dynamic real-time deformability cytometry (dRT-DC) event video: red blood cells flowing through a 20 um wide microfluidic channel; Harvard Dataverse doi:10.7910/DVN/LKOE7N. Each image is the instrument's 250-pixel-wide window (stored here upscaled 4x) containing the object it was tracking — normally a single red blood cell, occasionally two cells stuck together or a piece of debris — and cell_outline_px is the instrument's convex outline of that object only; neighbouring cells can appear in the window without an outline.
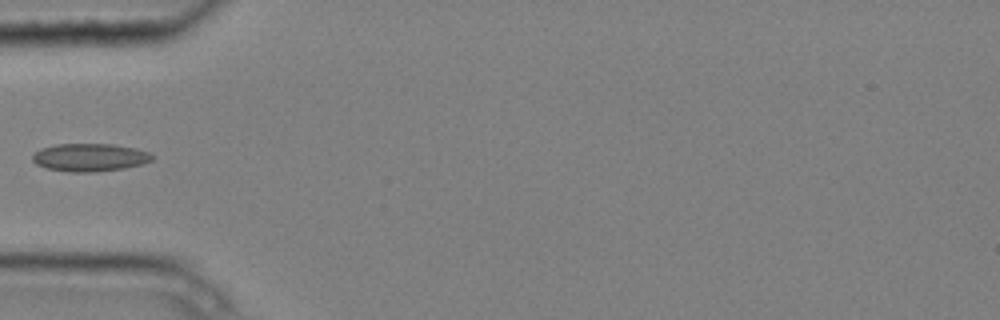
{"species": "common noctule bat (a hibernating species)", "species_latin": "Nyctalus noctula", "temperature_condition": "cold", "stored_images_in_passage": 6, "camera_frame_rate_fps": 3000, "um_per_image_px": 0.085, "animal": {"sex": "male", "body_mass_g": 20.4}, "frame": {"image": 1, "passage_image": 5, "time_ms": 1.333, "image_size_px": [1000, 320], "cell_outline_px": [[156, 156], [152, 160], [140, 164], [124, 168], [96, 172], [68, 172], [44, 168], [36, 164], [32, 160], [32, 156], [40, 148], [56, 144], [112, 144], [136, 148], [148, 152]], "centroid_in_image_um": [7.61, 13.38], "position_along_channel_um": 77.4, "area_um2": 19.59}}
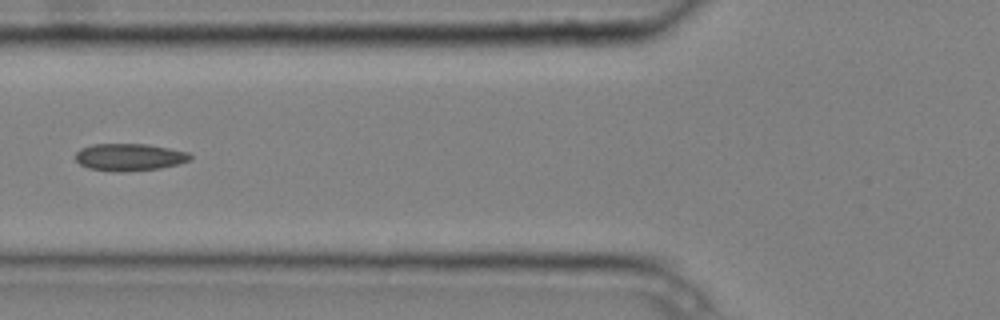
{"frame": {"image": 2, "passage_image": 6, "time_ms": 1.667, "image_size_px": [1000, 320], "cell_outline_px": [[192, 160], [180, 164], [160, 168], [124, 172], [116, 172], [88, 168], [80, 164], [76, 160], [76, 152], [80, 148], [92, 144], [148, 144], [188, 152], [192, 156]], "centroid_in_image_um": [11.01, 13.36], "position_along_channel_um": 114.8, "area_um2": 18.38}}